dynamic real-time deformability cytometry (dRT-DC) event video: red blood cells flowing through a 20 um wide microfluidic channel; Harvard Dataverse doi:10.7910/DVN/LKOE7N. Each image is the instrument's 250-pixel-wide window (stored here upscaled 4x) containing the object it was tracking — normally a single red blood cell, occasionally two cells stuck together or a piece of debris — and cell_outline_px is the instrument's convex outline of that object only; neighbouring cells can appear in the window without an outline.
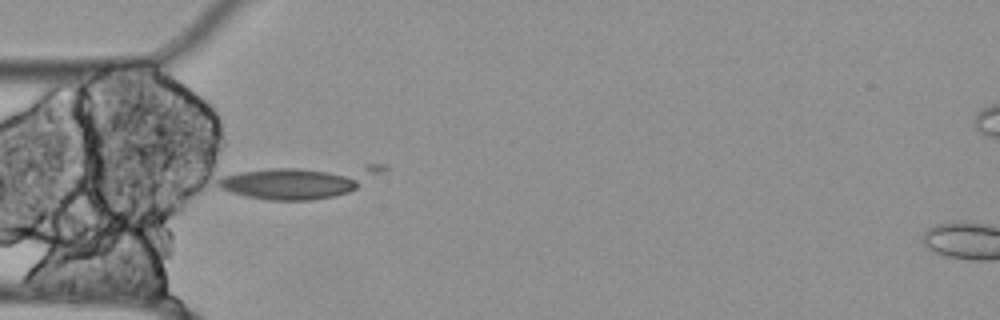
{"species": "Egyptian fruit bat (a non-hibernating species)", "species_latin": "Rousettus aegyptiacus", "temperature_condition": "cold", "stored_images_in_passage": 41, "camera_frame_rate_fps": 3000, "um_per_image_px": 0.085, "animal": {"sex": "female"}, "frame": {"image": 1, "passage_image": 1, "time_ms": 0.0, "image_size_px": [1000, 320], "cell_outline_px": [[356, 188], [348, 192], [332, 196], [312, 200], [268, 200], [248, 196], [232, 192], [220, 188], [216, 184], [216, 180], [224, 176], [240, 172], [272, 168], [300, 168], [356, 176]], "centroid_in_image_um": [24.46, 15.63], "position_along_channel_um": 60.5, "area_um2": 25.2}}
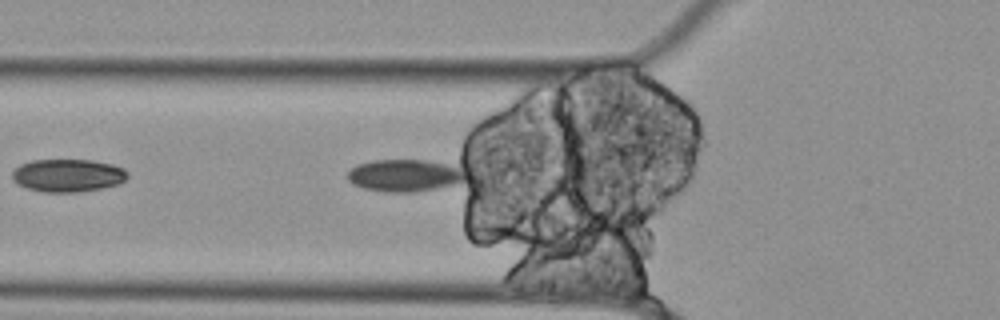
{"frame": {"image": 2, "passage_image": 3, "time_ms": 0.667, "image_size_px": [1000, 320], "cell_outline_px": [[468, 172], [460, 184], [412, 192], [392, 192], [364, 188], [352, 184], [348, 180], [348, 172], [356, 164], [372, 160], [424, 160], [448, 164], [468, 168]], "centroid_in_image_um": [34.46, 14.9], "position_along_channel_um": 91.3, "area_um2": 22.43}}